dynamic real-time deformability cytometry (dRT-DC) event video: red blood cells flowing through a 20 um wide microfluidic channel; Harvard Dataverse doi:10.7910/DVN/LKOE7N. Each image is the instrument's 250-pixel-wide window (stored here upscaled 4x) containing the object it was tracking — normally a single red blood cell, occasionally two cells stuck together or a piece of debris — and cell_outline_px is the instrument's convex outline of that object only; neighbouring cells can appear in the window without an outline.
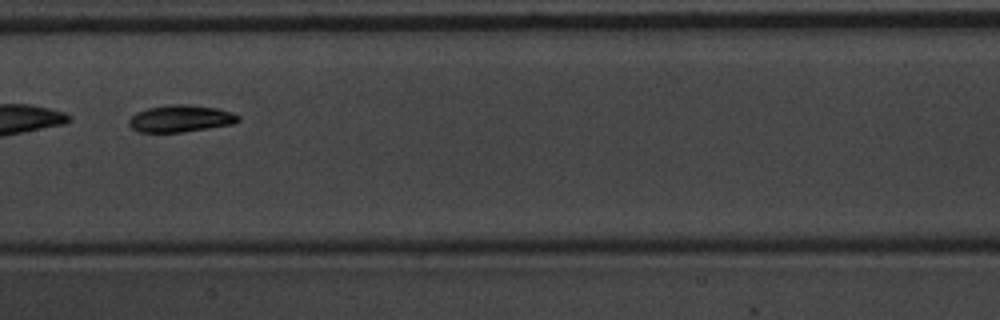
{"species": "common noctule bat (a hibernating species)", "species_latin": "Nyctalus noctula", "temperature_condition": "warm", "stored_images_in_passage": 12, "camera_frame_rate_fps": 3000, "um_per_image_px": 0.085, "animal": {"sex": "male", "body_mass_g": 20.1, "forearm_length_mm": 53.5}, "frame": {"image": 1, "passage_image": 6, "time_ms": 1.667, "image_size_px": [1000, 320], "cell_outline_px": [[240, 120], [236, 124], [184, 132], [136, 132], [128, 124], [128, 120], [136, 112], [148, 108], [172, 104], [188, 104], [216, 108], [232, 112], [240, 116]], "centroid_in_image_um": [15.37, 10.08], "position_along_channel_um": 192.0, "area_um2": 17.4}}